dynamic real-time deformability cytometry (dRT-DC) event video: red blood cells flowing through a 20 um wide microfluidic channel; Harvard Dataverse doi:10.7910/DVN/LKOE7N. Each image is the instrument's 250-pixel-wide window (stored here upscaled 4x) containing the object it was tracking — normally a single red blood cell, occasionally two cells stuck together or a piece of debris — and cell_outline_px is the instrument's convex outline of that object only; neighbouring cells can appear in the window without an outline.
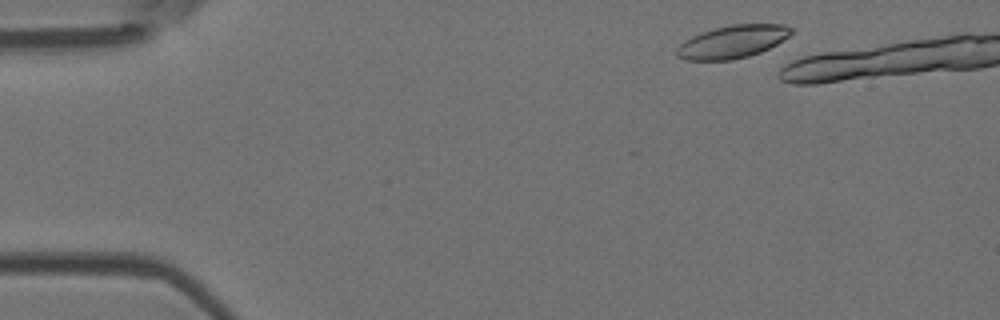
{"species": "Egyptian fruit bat (a non-hibernating species)", "species_latin": "Rousettus aegyptiacus", "temperature_condition": "room temperature", "stored_images_in_passage": 2, "camera_frame_rate_fps": 3000, "um_per_image_px": 0.085, "animal": {"sex": "female"}, "frame": {"image": 1, "passage_image": 1, "time_ms": 0.0, "image_size_px": [1000, 320], "cell_outline_px": [[792, 32], [788, 36], [776, 44], [760, 52], [748, 56], [728, 60], [684, 60], [676, 56], [676, 48], [684, 40], [692, 36], [716, 28], [732, 24], [784, 24], [792, 28]], "centroid_in_image_um": [62.23, 3.55], "position_along_channel_um": 22.8, "area_um2": 21.68}}